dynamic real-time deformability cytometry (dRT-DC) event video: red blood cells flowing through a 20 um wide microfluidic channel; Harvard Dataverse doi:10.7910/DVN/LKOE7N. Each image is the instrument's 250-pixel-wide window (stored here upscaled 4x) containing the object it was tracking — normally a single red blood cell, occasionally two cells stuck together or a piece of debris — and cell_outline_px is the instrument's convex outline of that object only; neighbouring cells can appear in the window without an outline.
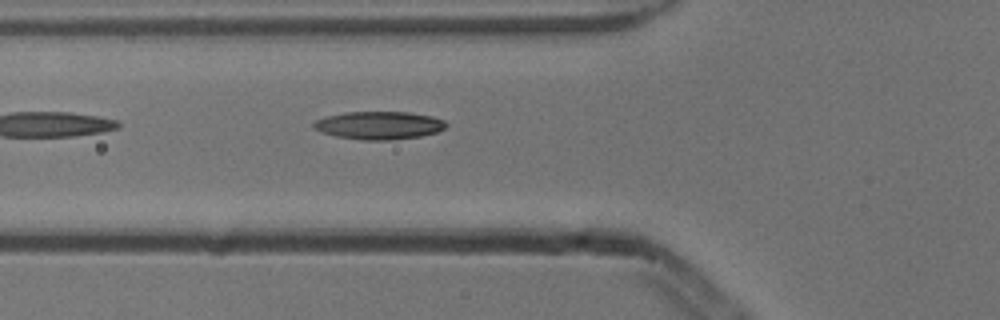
{"species": "common noctule bat (a hibernating species)", "species_latin": "Nyctalus noctula", "temperature_condition": "cold", "stored_images_in_passage": 7, "camera_frame_rate_fps": 3000, "um_per_image_px": 0.085, "animal": {"sex": "male", "body_mass_g": 13.3}, "frame": {"image": 1, "passage_image": 7, "time_ms": 2.0, "image_size_px": [1000, 320], "cell_outline_px": [[448, 124], [444, 128], [436, 132], [420, 136], [392, 140], [360, 140], [336, 136], [312, 128], [312, 124], [316, 120], [324, 116], [348, 112], [408, 112], [432, 116], [444, 120]], "centroid_in_image_um": [32.21, 10.65], "position_along_channel_um": 93.6, "area_um2": 21.56}}